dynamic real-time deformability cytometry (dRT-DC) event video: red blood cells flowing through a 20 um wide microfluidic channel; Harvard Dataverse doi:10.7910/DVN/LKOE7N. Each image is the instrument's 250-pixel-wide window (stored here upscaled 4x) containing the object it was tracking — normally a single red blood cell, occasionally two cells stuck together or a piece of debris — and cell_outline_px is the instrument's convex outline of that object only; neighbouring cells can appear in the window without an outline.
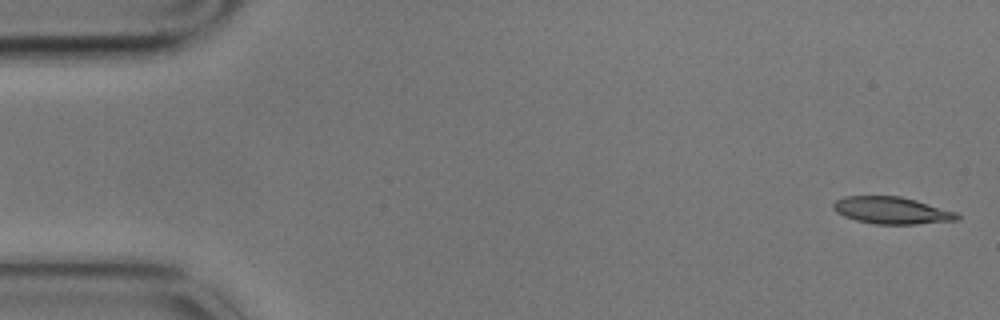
{"species": "common noctule bat (a hibernating species)", "species_latin": "Nyctalus noctula", "temperature_condition": "cold", "stored_images_in_passage": 4, "camera_frame_rate_fps": 3000, "um_per_image_px": 0.085, "animal": {"sex": "male", "body_mass_g": 17.9}, "frame": {"image": 1, "passage_image": 1, "time_ms": 0.0, "image_size_px": [1000, 320], "cell_outline_px": [[960, 220], [916, 224], [876, 224], [856, 220], [844, 216], [836, 212], [832, 208], [832, 204], [836, 200], [844, 196], [900, 196], [916, 200], [956, 212], [960, 216]], "centroid_in_image_um": [75.79, 17.88], "position_along_channel_um": 9.2, "area_um2": 19.54}}
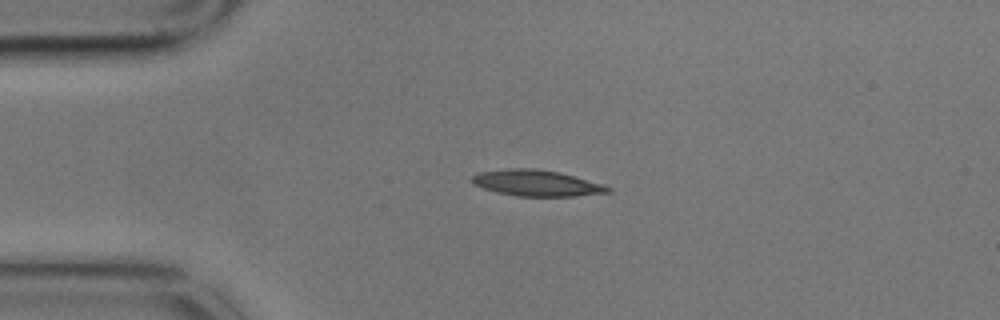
{"frame": {"image": 2, "passage_image": 4, "time_ms": 1.0, "image_size_px": [1000, 320], "cell_outline_px": [[612, 192], [576, 196], [516, 196], [496, 192], [472, 184], [472, 176], [480, 172], [508, 168], [532, 168], [560, 172], [604, 184], [612, 188]], "centroid_in_image_um": [45.64, 15.56], "position_along_channel_um": 39.4, "area_um2": 20.75}}